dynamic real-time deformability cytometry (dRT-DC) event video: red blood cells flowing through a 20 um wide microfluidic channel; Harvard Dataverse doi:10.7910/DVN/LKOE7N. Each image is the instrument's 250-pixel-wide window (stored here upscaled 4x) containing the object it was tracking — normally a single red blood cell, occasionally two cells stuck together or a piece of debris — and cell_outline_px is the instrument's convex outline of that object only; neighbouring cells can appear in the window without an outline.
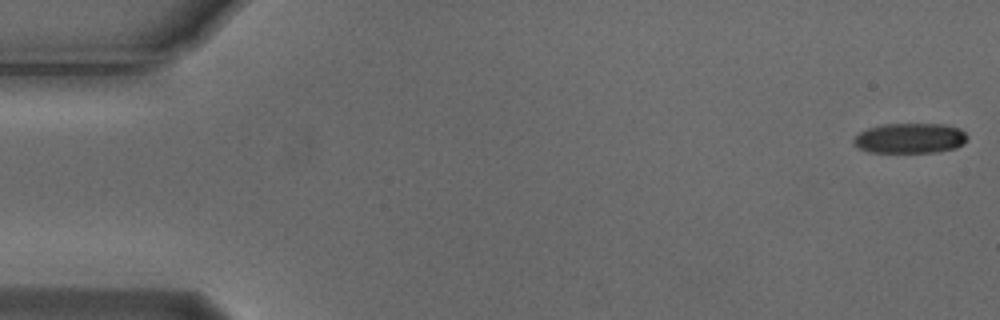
{"species": "Egyptian fruit bat (a non-hibernating species)", "species_latin": "Rousettus aegyptiacus", "temperature_condition": "cold", "stored_images_in_passage": 4, "camera_frame_rate_fps": 3000, "um_per_image_px": 0.085, "animal": {"sex": "male"}, "frame": {"image": 1, "passage_image": 1, "time_ms": 0.0, "image_size_px": [1000, 320], "cell_outline_px": [[968, 140], [964, 144], [956, 148], [936, 152], [868, 152], [852, 144], [852, 140], [860, 132], [868, 128], [884, 124], [944, 124], [960, 128], [968, 136]], "centroid_in_image_um": [77.38, 11.75], "position_along_channel_um": 7.6, "area_um2": 20.11}}
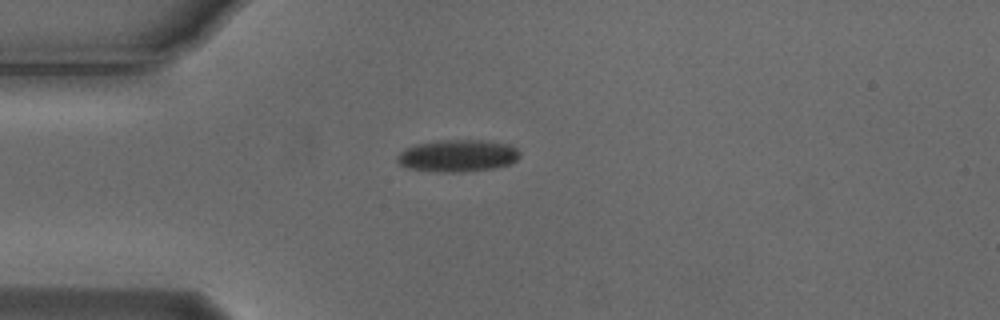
{"frame": {"image": 2, "passage_image": 4, "time_ms": 1.0, "image_size_px": [1000, 320], "cell_outline_px": [[520, 156], [516, 160], [508, 164], [492, 168], [464, 172], [444, 172], [408, 168], [400, 164], [396, 160], [396, 156], [404, 148], [416, 144], [436, 140], [480, 140], [508, 144], [516, 148], [520, 152]], "centroid_in_image_um": [38.87, 13.23], "position_along_channel_um": 46.1, "area_um2": 22.89}}